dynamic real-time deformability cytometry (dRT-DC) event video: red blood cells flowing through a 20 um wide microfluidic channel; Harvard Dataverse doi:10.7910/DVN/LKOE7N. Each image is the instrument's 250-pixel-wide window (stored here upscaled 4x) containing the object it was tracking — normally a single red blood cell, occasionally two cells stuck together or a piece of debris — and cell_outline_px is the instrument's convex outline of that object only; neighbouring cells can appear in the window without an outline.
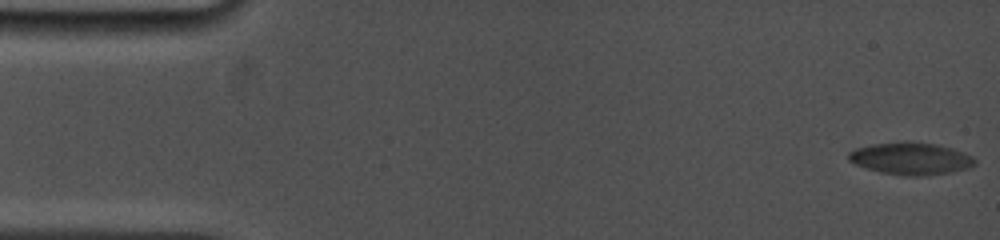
{"species": "common noctule bat (a hibernating species)", "species_latin": "Nyctalus noctula", "temperature_condition": "cold", "stored_images_in_passage": 44, "camera_frame_rate_fps": 5000, "um_per_image_px": 0.085, "animal": {"sex": "female", "body_mass_g": 19.0, "forearm_length_mm": 53.3}, "frame": {"image": 1, "passage_image": 1, "time_ms": 0.0, "image_size_px": [1000, 240], "cell_outline_px": [[976, 164], [968, 168], [952, 172], [920, 176], [904, 176], [880, 172], [864, 168], [848, 160], [848, 152], [856, 148], [872, 144], [904, 140], [908, 140], [936, 144], [952, 148], [964, 152], [972, 156], [976, 160]], "centroid_in_image_um": [77.41, 13.46], "position_along_channel_um": 7.6, "area_um2": 24.1}}
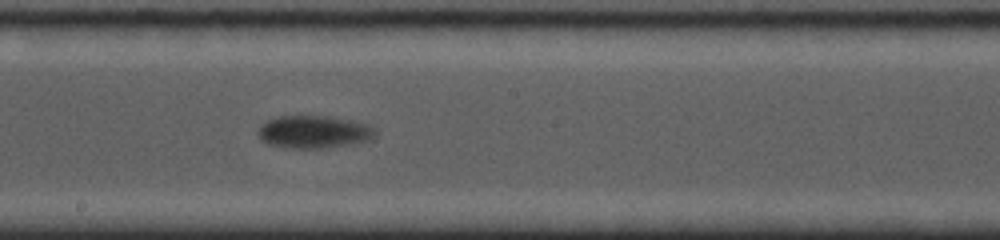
{"frame": {"image": 2, "passage_image": 26, "time_ms": 9.6, "image_size_px": [1000, 240], "cell_outline_px": [[380, 132], [372, 140], [352, 144], [328, 148], [288, 148], [268, 144], [260, 140], [256, 132], [260, 124], [268, 120], [280, 116], [328, 116], [352, 120], [368, 124], [376, 128]], "centroid_in_image_um": [26.72, 11.22], "position_along_channel_um": 221.5, "area_um2": 22.89}}
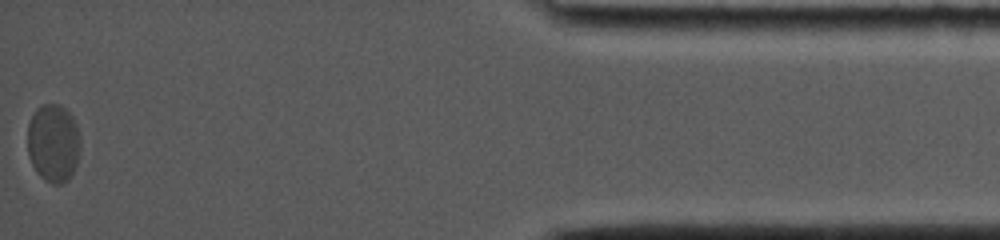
{"frame": {"image": 3, "passage_image": 44, "time_ms": 17.2, "image_size_px": [1000, 240], "cell_outline_px": [[80, 152], [76, 164], [68, 180], [64, 184], [52, 184], [44, 180], [36, 172], [28, 156], [28, 124], [36, 108], [44, 104], [60, 104], [72, 116], [76, 124], [80, 140]], "centroid_in_image_um": [4.53, 12.17], "position_along_channel_um": 430.7, "area_um2": 24.22}, "authors_computed_cell_mechanics": {"area_um2": 22.8599, "velocity_mm_per_s": 3.5999, "shape_relaxation_time_tau1_ms": 3.5198, "shape_relaxation_time_tau2_ms": null, "deformation_change_tau1": 0.111, "deformation_change_tau2": null}}